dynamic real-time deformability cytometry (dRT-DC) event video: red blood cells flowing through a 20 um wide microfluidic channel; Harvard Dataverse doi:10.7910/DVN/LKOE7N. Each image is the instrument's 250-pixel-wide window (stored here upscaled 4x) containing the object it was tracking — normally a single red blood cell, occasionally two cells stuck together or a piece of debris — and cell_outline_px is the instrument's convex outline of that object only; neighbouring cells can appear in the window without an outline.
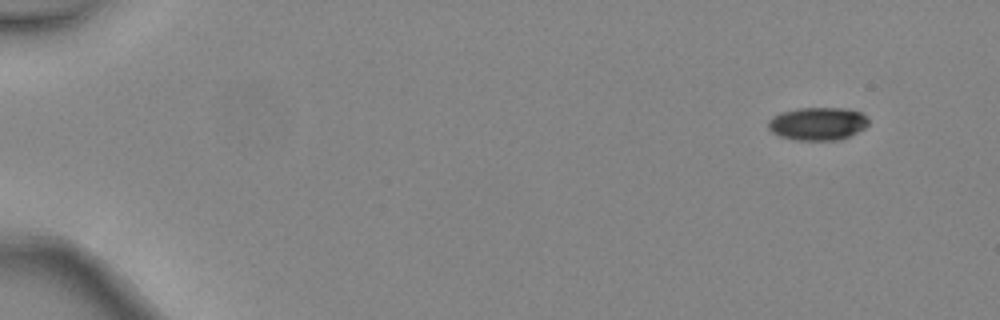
{"species": "common noctule bat (a hibernating species)", "species_latin": "Nyctalus noctula", "temperature_condition": "warm", "stored_images_in_passage": 4, "camera_frame_rate_fps": 3000, "um_per_image_px": 0.085, "animal": {"sex": "female", "body_mass_g": 24.6, "forearm_length_mm": 56.2}, "frame": {"image": 1, "passage_image": 1, "time_ms": 0.0, "image_size_px": [1000, 320], "cell_outline_px": [[868, 124], [864, 128], [848, 136], [836, 140], [792, 140], [780, 136], [772, 132], [768, 128], [768, 120], [772, 116], [780, 112], [796, 108], [848, 108], [860, 112], [868, 120]], "centroid_in_image_um": [69.45, 10.5], "position_along_channel_um": 15.5, "area_um2": 19.31}}
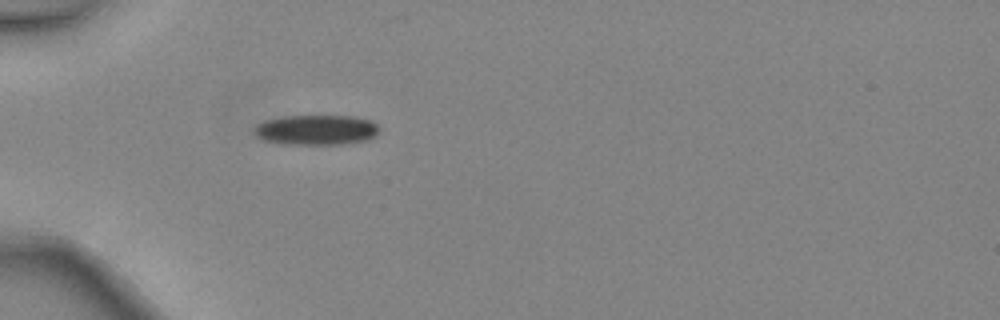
{"frame": {"image": 2, "passage_image": 4, "time_ms": 1.0, "image_size_px": [1000, 320], "cell_outline_px": [[380, 132], [376, 136], [368, 140], [340, 144], [288, 144], [264, 140], [256, 136], [252, 132], [252, 128], [256, 124], [264, 120], [284, 116], [356, 116], [372, 120], [380, 128]], "centroid_in_image_um": [26.89, 11.03], "position_along_channel_um": 58.1, "area_um2": 22.25}}